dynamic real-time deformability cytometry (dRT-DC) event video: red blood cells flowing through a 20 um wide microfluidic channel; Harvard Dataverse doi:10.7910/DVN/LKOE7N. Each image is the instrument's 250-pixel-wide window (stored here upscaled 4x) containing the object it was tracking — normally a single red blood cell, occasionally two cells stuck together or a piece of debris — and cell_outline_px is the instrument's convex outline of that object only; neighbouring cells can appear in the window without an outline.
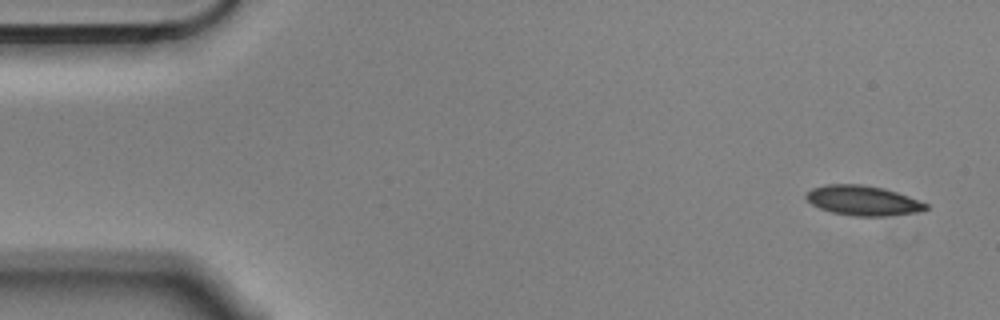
{"species": "Egyptian fruit bat (a non-hibernating species)", "species_latin": "Rousettus aegyptiacus", "temperature_condition": "cold", "stored_images_in_passage": 4, "camera_frame_rate_fps": 3000, "um_per_image_px": 0.085, "animal": {"sex": "male"}, "frame": {"image": 1, "passage_image": 1, "time_ms": 0.0, "image_size_px": [1000, 320], "cell_outline_px": [[928, 208], [916, 212], [884, 216], [856, 216], [832, 212], [820, 208], [812, 204], [804, 196], [812, 188], [824, 184], [860, 184], [884, 188], [908, 196], [928, 204]], "centroid_in_image_um": [73.33, 17.03], "position_along_channel_um": 11.7, "area_um2": 20.63}}